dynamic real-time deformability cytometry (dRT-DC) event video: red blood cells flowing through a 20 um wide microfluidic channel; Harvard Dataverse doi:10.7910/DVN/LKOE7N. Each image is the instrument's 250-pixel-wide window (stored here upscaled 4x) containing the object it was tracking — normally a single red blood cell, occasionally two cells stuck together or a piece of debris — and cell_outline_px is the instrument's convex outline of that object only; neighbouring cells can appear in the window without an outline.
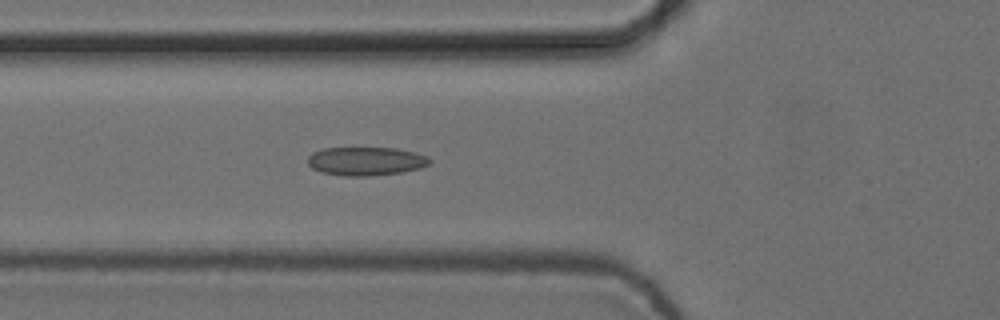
{"species": "common noctule bat (a hibernating species)", "species_latin": "Nyctalus noctula", "temperature_condition": "cold", "stored_images_in_passage": 5, "camera_frame_rate_fps": 3000, "um_per_image_px": 0.085, "animal": {"sex": "female", "body_mass_g": 24.6, "forearm_length_mm": 56.2}, "frame": {"image": 1, "passage_image": 5, "time_ms": 1.333, "image_size_px": [1000, 320], "cell_outline_px": [[432, 160], [428, 164], [420, 168], [404, 172], [368, 176], [344, 176], [320, 172], [312, 168], [308, 164], [308, 156], [312, 152], [324, 148], [396, 148], [416, 152], [428, 156]], "centroid_in_image_um": [31.11, 13.7], "position_along_channel_um": 94.7, "area_um2": 20.46}}